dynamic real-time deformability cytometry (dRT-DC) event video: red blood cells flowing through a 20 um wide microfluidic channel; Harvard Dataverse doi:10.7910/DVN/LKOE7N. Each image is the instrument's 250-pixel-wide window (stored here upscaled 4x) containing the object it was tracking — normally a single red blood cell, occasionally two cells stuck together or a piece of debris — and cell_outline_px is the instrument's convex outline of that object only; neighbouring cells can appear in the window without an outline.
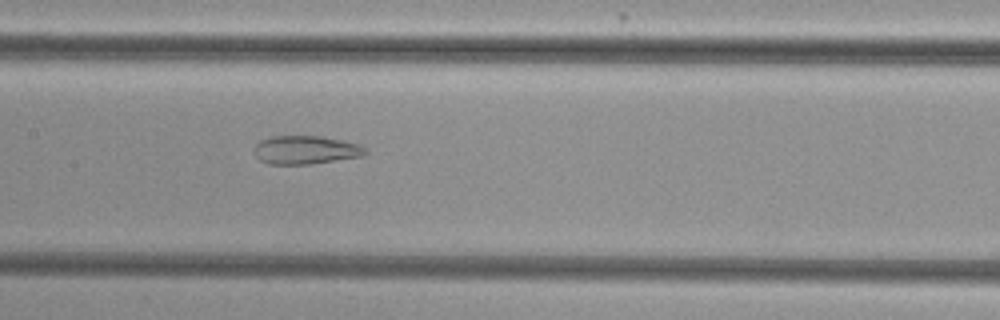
{"species": "common noctule bat (a hibernating species)", "species_latin": "Nyctalus noctula", "temperature_condition": "cold", "stored_images_in_passage": 45, "camera_frame_rate_fps": 3000, "um_per_image_px": 0.085, "animal": {"sex": "female", "body_mass_g": 29.2, "forearm_length_mm": 56.3}, "frame": {"image": 1, "passage_image": 18, "time_ms": 5.667, "image_size_px": [1000, 320], "cell_outline_px": [[368, 152], [364, 156], [312, 164], [268, 164], [260, 160], [256, 156], [252, 148], [260, 140], [272, 136], [320, 136], [360, 144], [368, 148]], "centroid_in_image_um": [26.0, 12.75], "position_along_channel_um": 181.4, "area_um2": 18.67}}
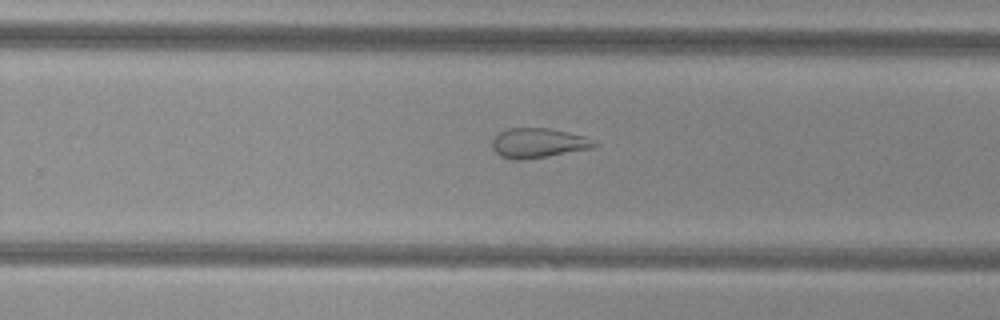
{"frame": {"image": 2, "passage_image": 26, "time_ms": 8.333, "image_size_px": [1000, 320], "cell_outline_px": [[600, 144], [592, 148], [548, 156], [516, 160], [500, 156], [492, 148], [492, 140], [500, 132], [508, 128], [548, 128], [568, 132], [584, 136]], "centroid_in_image_um": [45.75, 12.15], "position_along_channel_um": 284.1, "area_um2": 17.51}}
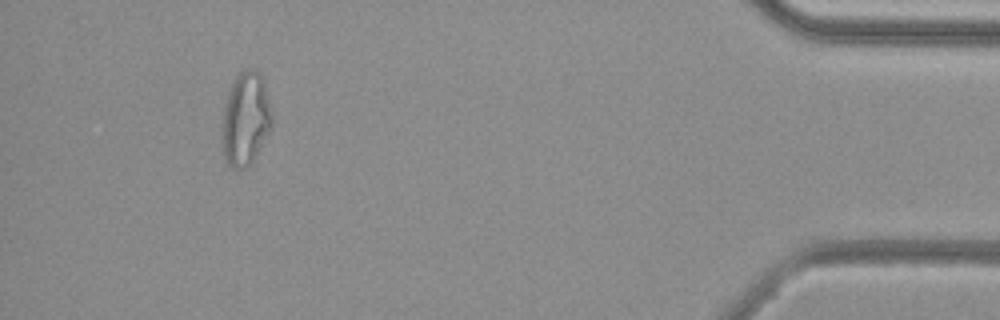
{"frame": {"image": 3, "passage_image": 41, "time_ms": 13.333, "image_size_px": [1000, 320], "cell_outline_px": [[272, 128], [252, 160], [240, 172], [232, 168], [224, 160], [224, 104], [232, 80], [244, 68], [252, 68], [260, 76], [264, 84], [272, 108]], "centroid_in_image_um": [20.89, 10.09], "position_along_channel_um": 414.3, "area_um2": 26.82}, "authors_computed_cell_mechanics": {"area_um2": 23.6402, "velocity_mm_per_s": 3.8587, "shape_relaxation_time_tau1_ms": null, "shape_relaxation_time_tau2_ms": 2.5529, "deformation_change_tau1": null, "deformation_change_tau2": 0.1164}}